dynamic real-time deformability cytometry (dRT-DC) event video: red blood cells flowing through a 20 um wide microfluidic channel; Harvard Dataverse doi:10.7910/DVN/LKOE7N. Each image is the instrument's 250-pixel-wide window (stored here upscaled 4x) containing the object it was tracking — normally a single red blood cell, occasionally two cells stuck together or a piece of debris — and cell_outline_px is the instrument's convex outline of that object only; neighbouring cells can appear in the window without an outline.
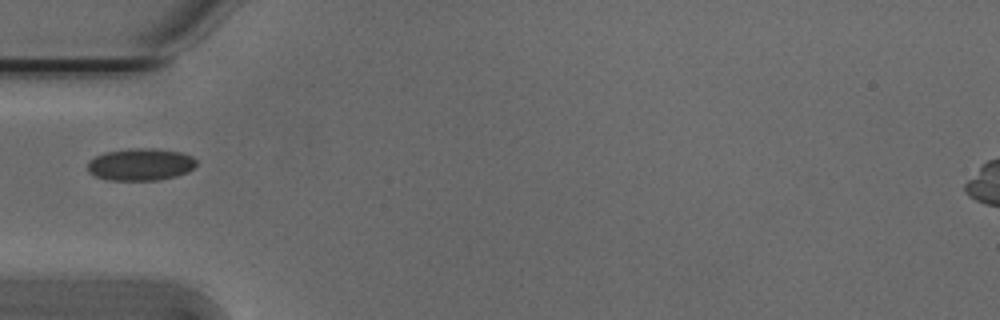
{"species": "Egyptian fruit bat (a non-hibernating species)", "species_latin": "Rousettus aegyptiacus", "temperature_condition": "cold", "stored_images_in_passage": 23, "camera_frame_rate_fps": 3000, "um_per_image_px": 0.085, "animal": {"sex": "male"}, "frame": {"image": 1, "passage_image": 1, "time_ms": 0.0, "image_size_px": [1000, 320], "cell_outline_px": [[196, 164], [188, 172], [176, 176], [160, 180], [108, 180], [96, 176], [88, 172], [88, 160], [104, 152], [132, 148], [156, 148], [180, 152], [192, 156], [196, 160]], "centroid_in_image_um": [11.94, 13.97], "position_along_channel_um": 73.1, "area_um2": 20.52}}